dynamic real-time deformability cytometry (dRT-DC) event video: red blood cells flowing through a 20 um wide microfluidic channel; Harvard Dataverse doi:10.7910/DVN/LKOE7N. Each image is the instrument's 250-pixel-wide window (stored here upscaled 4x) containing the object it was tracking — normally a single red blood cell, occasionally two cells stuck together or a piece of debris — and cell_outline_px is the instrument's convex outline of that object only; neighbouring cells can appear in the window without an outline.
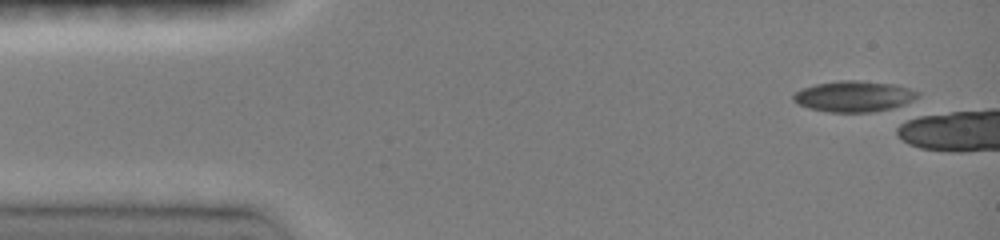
{"species": "common noctule bat (a hibernating species)", "species_latin": "Nyctalus noctula", "temperature_condition": "room temperature", "stored_images_in_passage": 1, "camera_frame_rate_fps": 3000, "um_per_image_px": 0.085, "animal": {"sex": "female", "body_mass_g": 19.0, "forearm_length_mm": 51.5}, "frame": {"image": 1, "passage_image": 1, "time_ms": 0.0, "image_size_px": [1000, 240], "cell_outline_px": [[920, 96], [904, 108], [872, 112], [828, 112], [808, 108], [792, 100], [792, 96], [796, 92], [804, 88], [816, 84], [840, 80], [856, 80], [892, 84], [908, 88], [920, 92]], "centroid_in_image_um": [72.69, 8.21], "position_along_channel_um": 12.3, "area_um2": 22.83}}